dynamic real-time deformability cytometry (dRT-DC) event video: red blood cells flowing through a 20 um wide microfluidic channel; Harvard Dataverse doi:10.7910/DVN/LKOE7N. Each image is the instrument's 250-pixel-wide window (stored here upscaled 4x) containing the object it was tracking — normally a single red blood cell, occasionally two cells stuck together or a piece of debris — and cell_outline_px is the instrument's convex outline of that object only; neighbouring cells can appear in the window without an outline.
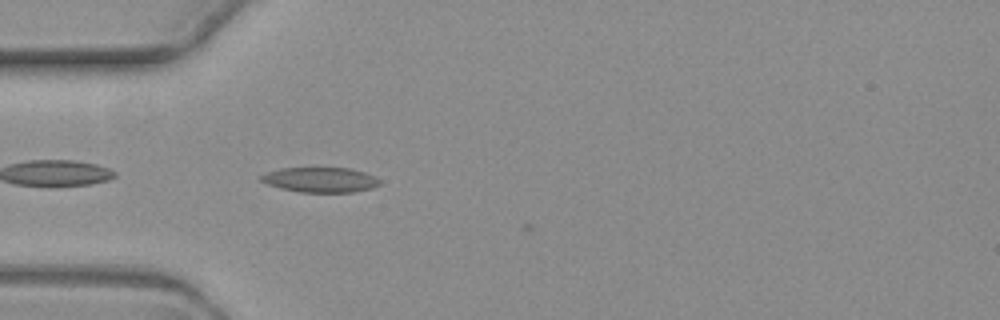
{"species": "common noctule bat (a hibernating species)", "species_latin": "Nyctalus noctula", "temperature_condition": "warm", "stored_images_in_passage": 5, "camera_frame_rate_fps": 3000, "um_per_image_px": 0.085, "animal": {"sex": "female", "body_mass_g": 19.3, "forearm_length_mm": 54.1}, "frame": {"image": 1, "passage_image": 5, "time_ms": 5.0, "image_size_px": [1000, 320], "cell_outline_px": [[380, 184], [372, 188], [352, 192], [300, 192], [280, 188], [268, 184], [260, 180], [260, 176], [268, 172], [280, 168], [352, 168], [364, 172], [380, 180]], "centroid_in_image_um": [27.23, 15.28], "position_along_channel_um": 57.8, "area_um2": 17.17}}